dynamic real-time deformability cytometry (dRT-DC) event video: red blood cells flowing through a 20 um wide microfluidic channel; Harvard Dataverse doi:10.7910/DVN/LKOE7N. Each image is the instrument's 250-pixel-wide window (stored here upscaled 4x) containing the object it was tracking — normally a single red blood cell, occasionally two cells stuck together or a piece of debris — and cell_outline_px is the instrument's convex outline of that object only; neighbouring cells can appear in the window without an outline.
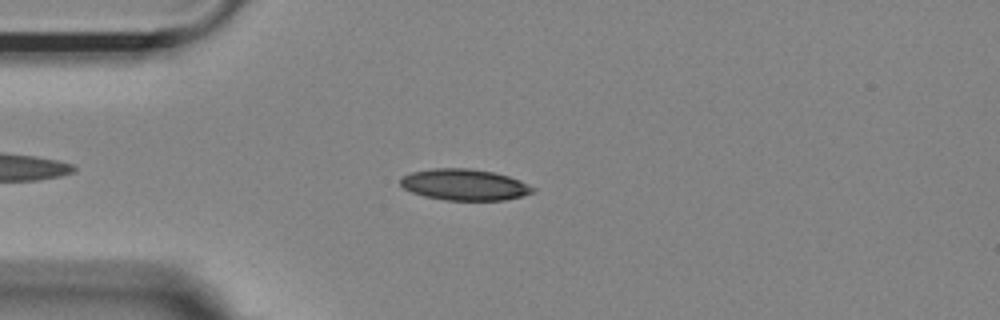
{"species": "Egyptian fruit bat (a non-hibernating species)", "species_latin": "Rousettus aegyptiacus", "temperature_condition": "room temperature", "stored_images_in_passage": 49, "camera_frame_rate_fps": 3000, "um_per_image_px": 0.085, "animal": {"sex": "female"}, "frame": {"image": 1, "passage_image": 8, "time_ms": 2.333, "image_size_px": [1000, 320], "cell_outline_px": [[536, 192], [524, 196], [504, 200], [448, 200], [424, 196], [412, 192], [404, 188], [400, 184], [400, 180], [404, 176], [412, 172], [432, 168], [468, 168], [492, 172], [508, 176], [520, 180], [536, 188]], "centroid_in_image_um": [39.52, 15.7], "position_along_channel_um": 45.5, "area_um2": 24.1}}
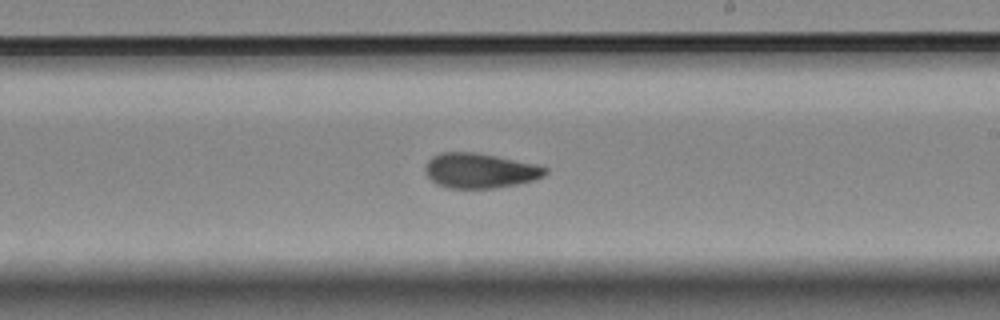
{"frame": {"image": 2, "passage_image": 26, "time_ms": 8.333, "image_size_px": [1000, 320], "cell_outline_px": [[548, 172], [544, 176], [532, 180], [516, 184], [492, 188], [448, 188], [436, 184], [424, 172], [424, 168], [428, 160], [432, 156], [440, 152], [476, 152], [536, 164], [548, 168]], "centroid_in_image_um": [40.77, 14.49], "position_along_channel_um": 248.2, "area_um2": 24.45}}
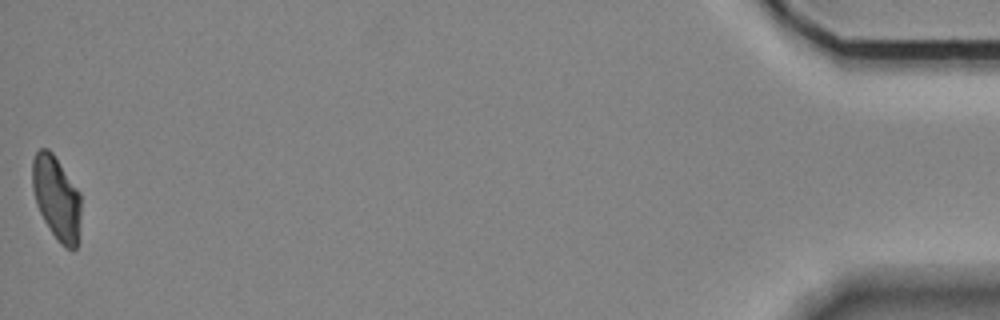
{"frame": {"image": 3, "passage_image": 49, "time_ms": 16.0, "image_size_px": [1000, 320], "cell_outline_px": [[80, 216], [76, 248], [68, 248], [60, 244], [56, 240], [44, 220], [36, 204], [32, 188], [32, 160], [36, 152], [40, 148], [48, 148], [52, 152], [80, 192]], "centroid_in_image_um": [4.78, 16.8], "position_along_channel_um": 430.4, "area_um2": 23.58}, "authors_computed_cell_mechanics": {"area_um2": 24.1604, "velocity_mm_per_s": 3.6226, "shape_relaxation_time_tau1_ms": 10.7576, "shape_relaxation_time_tau2_ms": 2.78, "deformation_change_tau1": 0.2162, "deformation_change_tau2": 0.0866}}